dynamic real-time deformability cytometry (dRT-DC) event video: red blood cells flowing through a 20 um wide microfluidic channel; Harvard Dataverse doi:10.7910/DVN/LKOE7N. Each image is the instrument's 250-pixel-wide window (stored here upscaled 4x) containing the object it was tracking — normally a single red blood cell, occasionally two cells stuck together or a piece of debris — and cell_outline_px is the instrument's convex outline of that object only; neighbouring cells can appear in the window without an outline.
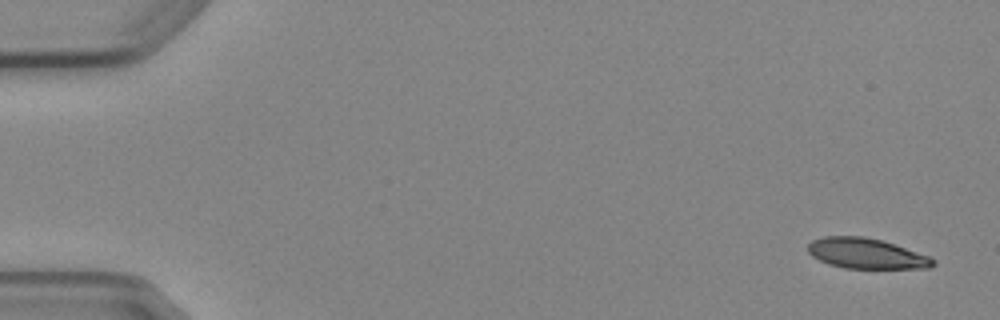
{"species": "Egyptian fruit bat (a non-hibernating species)", "species_latin": "Rousettus aegyptiacus", "temperature_condition": "cold", "stored_images_in_passage": 4, "camera_frame_rate_fps": 3000, "um_per_image_px": 0.085, "animal": {"sex": "female"}, "frame": {"image": 1, "passage_image": 1, "time_ms": 0.0, "image_size_px": [1000, 320], "cell_outline_px": [[936, 264], [932, 268], [844, 268], [828, 264], [812, 256], [808, 252], [808, 244], [812, 240], [824, 236], [864, 236], [880, 240], [928, 256], [936, 260]], "centroid_in_image_um": [73.61, 21.55], "position_along_channel_um": 11.4, "area_um2": 21.96}}
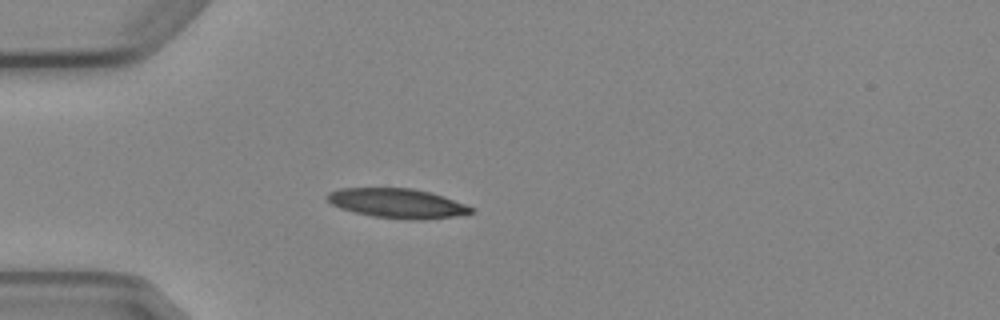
{"frame": {"image": 2, "passage_image": 4, "time_ms": 4.333, "image_size_px": [1000, 320], "cell_outline_px": [[476, 212], [456, 216], [424, 220], [408, 220], [372, 216], [340, 208], [332, 204], [324, 196], [328, 192], [340, 188], [412, 188], [432, 192], [444, 196], [464, 204], [472, 208]], "centroid_in_image_um": [33.78, 17.28], "position_along_channel_um": 51.2, "area_um2": 24.91}}